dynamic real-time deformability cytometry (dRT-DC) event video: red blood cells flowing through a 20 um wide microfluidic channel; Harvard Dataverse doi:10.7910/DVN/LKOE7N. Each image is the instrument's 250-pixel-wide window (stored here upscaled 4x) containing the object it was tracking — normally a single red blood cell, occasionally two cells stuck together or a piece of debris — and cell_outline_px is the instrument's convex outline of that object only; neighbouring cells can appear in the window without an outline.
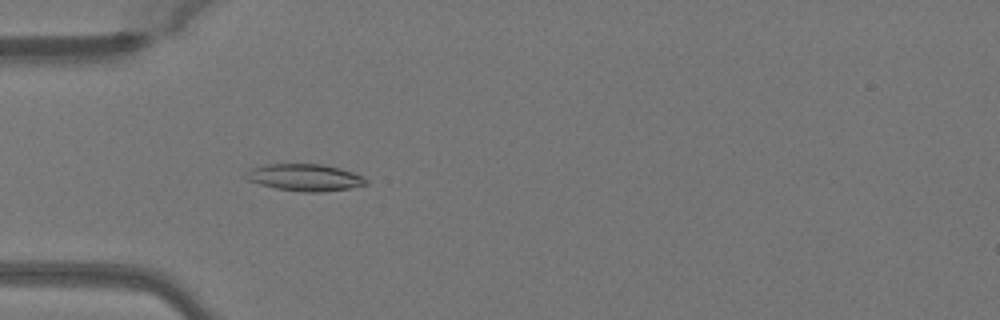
{"species": "Egyptian fruit bat (a non-hibernating species)", "species_latin": "Rousettus aegyptiacus", "temperature_condition": "warm", "stored_images_in_passage": 39, "camera_frame_rate_fps": 3000, "um_per_image_px": 0.085, "animal": {"sex": "female"}, "frame": {"image": 1, "passage_image": 5, "time_ms": 1.333, "image_size_px": [1000, 320], "cell_outline_px": [[368, 184], [348, 188], [320, 192], [304, 192], [276, 188], [260, 184], [248, 180], [244, 176], [248, 168], [264, 164], [324, 164], [340, 168], [352, 172], [368, 180]], "centroid_in_image_um": [25.87, 15.07], "position_along_channel_um": 59.1, "area_um2": 18.84}}
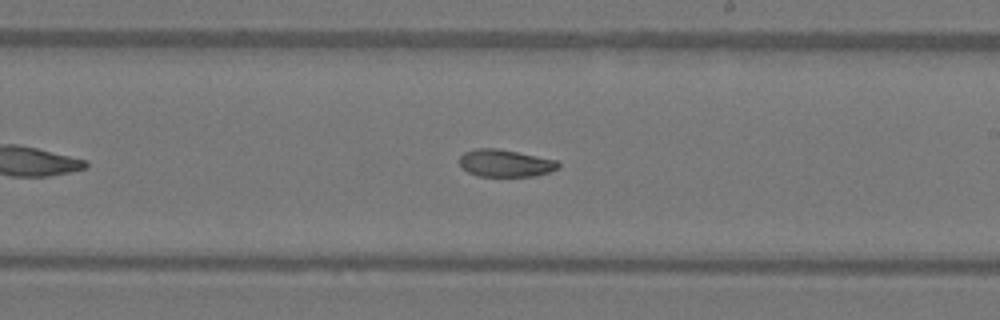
{"frame": {"image": 2, "passage_image": 19, "time_ms": 6.0, "image_size_px": [1000, 320], "cell_outline_px": [[560, 168], [536, 176], [476, 176], [468, 172], [460, 164], [460, 156], [464, 152], [476, 148], [496, 148], [556, 160], [560, 164]], "centroid_in_image_um": [42.94, 13.87], "position_along_channel_um": 246.1, "area_um2": 15.61}}
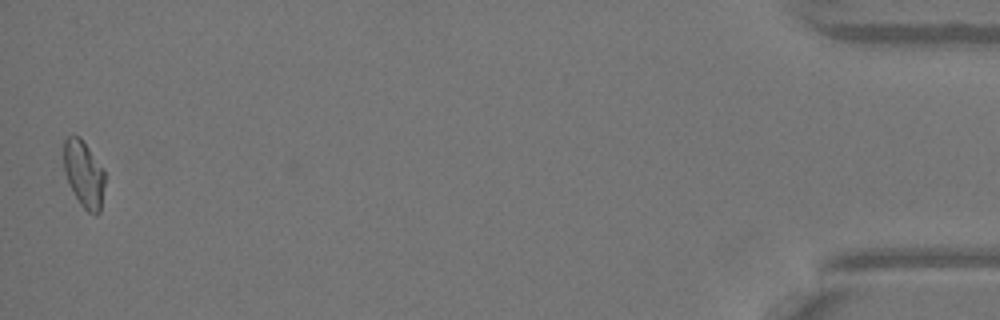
{"frame": {"image": 3, "passage_image": 39, "time_ms": 12.667, "image_size_px": [1000, 320], "cell_outline_px": [[104, 184], [100, 212], [96, 216], [88, 212], [80, 204], [68, 184], [64, 172], [64, 140], [68, 136], [80, 136], [104, 168]], "centroid_in_image_um": [7.13, 14.79], "position_along_channel_um": 428.1, "area_um2": 16.13}, "authors_computed_cell_mechanics": {"area_um2": 16.3574, "velocity_mm_per_s": 4.0871, "shape_relaxation_time_tau1_ms": 7.1923, "shape_relaxation_time_tau2_ms": null, "deformation_change_tau1": 0.1791, "deformation_change_tau2": null}}